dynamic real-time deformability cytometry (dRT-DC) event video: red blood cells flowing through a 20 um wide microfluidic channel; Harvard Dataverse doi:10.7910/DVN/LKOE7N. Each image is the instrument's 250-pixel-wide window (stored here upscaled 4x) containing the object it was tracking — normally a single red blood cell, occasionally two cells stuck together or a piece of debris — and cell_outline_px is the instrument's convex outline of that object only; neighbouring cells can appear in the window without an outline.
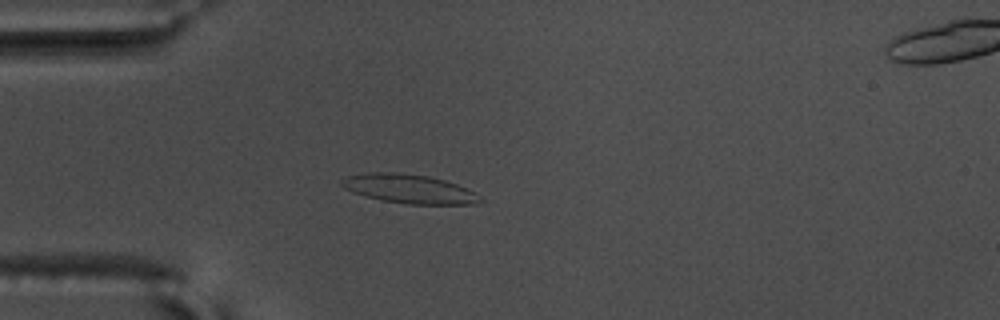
{"species": "common noctule bat (a hibernating species)", "species_latin": "Nyctalus noctula", "temperature_condition": "warm", "stored_images_in_passage": 51, "camera_frame_rate_fps": 3000, "um_per_image_px": 0.085, "animal": {"sex": "male", "body_mass_g": 17.5, "forearm_length_mm": 52.3}, "frame": {"image": 1, "passage_image": 10, "time_ms": 3.0, "image_size_px": [1000, 320], "cell_outline_px": [[484, 200], [476, 204], [408, 204], [384, 200], [352, 192], [344, 188], [340, 184], [340, 180], [348, 176], [368, 172], [396, 172], [428, 176], [444, 180], [456, 184], [476, 192]], "centroid_in_image_um": [34.8, 16.05], "position_along_channel_um": 50.2, "area_um2": 23.29}}
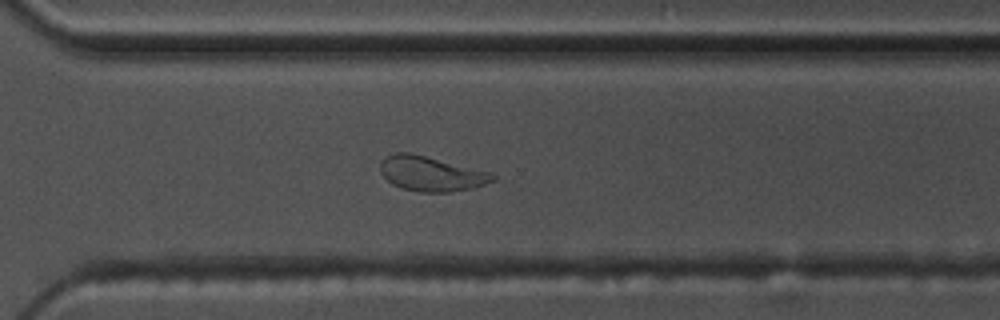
{"frame": {"image": 2, "passage_image": 35, "time_ms": 11.333, "image_size_px": [1000, 320], "cell_outline_px": [[496, 180], [472, 188], [448, 192], [420, 192], [400, 188], [392, 184], [380, 172], [380, 160], [396, 152], [408, 152], [492, 172], [496, 176]], "centroid_in_image_um": [36.64, 14.77], "position_along_channel_um": 334.0, "area_um2": 22.77}}
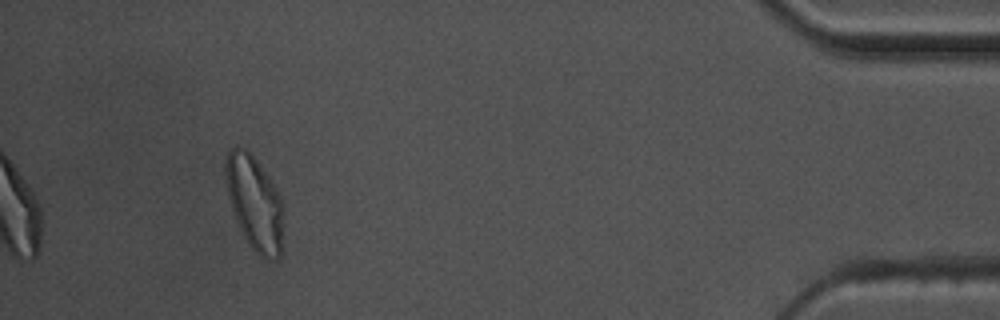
{"frame": {"image": 3, "passage_image": 47, "time_ms": 15.333, "image_size_px": [1000, 320], "cell_outline_px": [[284, 208], [280, 256], [276, 260], [260, 256], [248, 244], [240, 232], [232, 212], [228, 196], [224, 176], [224, 164], [228, 152], [236, 144], [244, 148], [256, 160], [268, 176], [276, 188], [284, 204]], "centroid_in_image_um": [21.62, 17.25], "position_along_channel_um": 413.6, "area_um2": 32.19}, "authors_computed_cell_mechanics": {"area_um2": 22.831, "velocity_mm_per_s": 3.5653, "shape_relaxation_time_tau1_ms": null, "shape_relaxation_time_tau2_ms": 1.9504, "deformation_change_tau1": null, "deformation_change_tau2": 0.0867}}